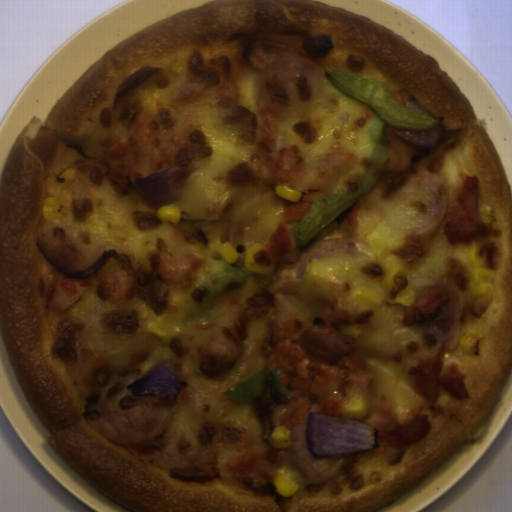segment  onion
Instances as JSON below:
<instances>
[{"label": "onion", "instance_id": "06740285", "mask_svg": "<svg viewBox=\"0 0 512 512\" xmlns=\"http://www.w3.org/2000/svg\"><path fill=\"white\" fill-rule=\"evenodd\" d=\"M306 443L314 458L354 455L380 447L379 430L360 419L308 413Z\"/></svg>", "mask_w": 512, "mask_h": 512}, {"label": "onion", "instance_id": "6bf65262", "mask_svg": "<svg viewBox=\"0 0 512 512\" xmlns=\"http://www.w3.org/2000/svg\"><path fill=\"white\" fill-rule=\"evenodd\" d=\"M126 386L132 396H157L172 407L176 404L182 390L188 389L187 381L178 378L170 368L168 360L157 363L142 377Z\"/></svg>", "mask_w": 512, "mask_h": 512}, {"label": "onion", "instance_id": "55239325", "mask_svg": "<svg viewBox=\"0 0 512 512\" xmlns=\"http://www.w3.org/2000/svg\"><path fill=\"white\" fill-rule=\"evenodd\" d=\"M187 171L188 157L184 148L175 165L150 176L135 178L134 182L141 197L159 210L168 205L176 189L185 180Z\"/></svg>", "mask_w": 512, "mask_h": 512}]
</instances>
